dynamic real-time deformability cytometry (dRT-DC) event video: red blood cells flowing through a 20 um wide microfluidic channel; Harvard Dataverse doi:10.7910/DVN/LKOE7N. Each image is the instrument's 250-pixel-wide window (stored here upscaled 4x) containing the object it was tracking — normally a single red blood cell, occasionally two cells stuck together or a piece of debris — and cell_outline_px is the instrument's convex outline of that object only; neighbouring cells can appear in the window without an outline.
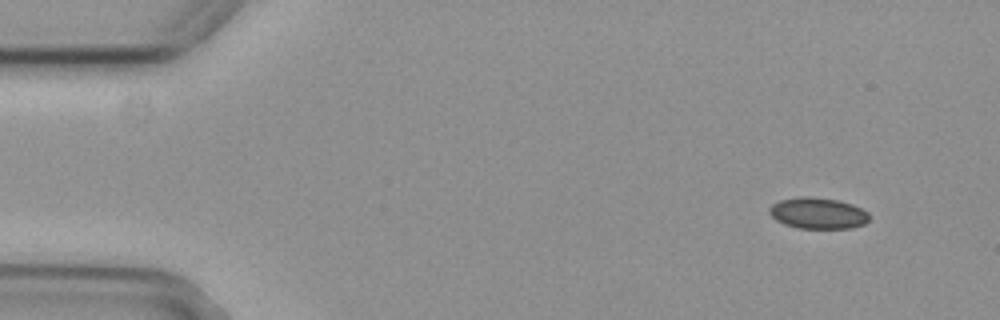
{"species": "common noctule bat (a hibernating species)", "species_latin": "Nyctalus noctula", "temperature_condition": "cold", "stored_images_in_passage": 5, "camera_frame_rate_fps": 3000, "um_per_image_px": 0.085, "animal": {"sex": "female", "body_mass_g": 29.2, "forearm_length_mm": 56.3}, "frame": {"image": 1, "passage_image": 2, "time_ms": 0.333, "image_size_px": [1000, 320], "cell_outline_px": [[868, 220], [864, 224], [852, 228], [796, 228], [784, 224], [776, 220], [768, 212], [768, 208], [772, 204], [780, 200], [804, 196], [808, 196], [836, 200], [852, 204], [868, 212]], "centroid_in_image_um": [69.49, 18.13], "position_along_channel_um": 15.5, "area_um2": 18.09}}
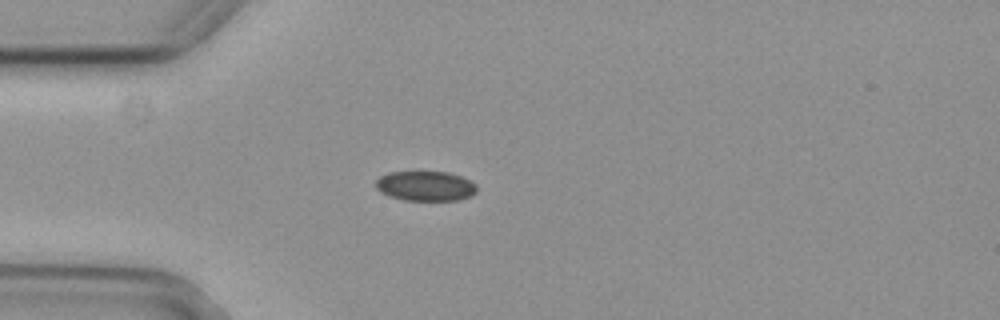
{"frame": {"image": 2, "passage_image": 5, "time_ms": 1.333, "image_size_px": [1000, 320], "cell_outline_px": [[476, 192], [472, 196], [460, 200], [404, 200], [388, 196], [380, 192], [376, 188], [376, 180], [380, 176], [388, 172], [448, 172], [460, 176], [476, 184]], "centroid_in_image_um": [36.16, 15.82], "position_along_channel_um": 48.8, "area_um2": 17.63}}